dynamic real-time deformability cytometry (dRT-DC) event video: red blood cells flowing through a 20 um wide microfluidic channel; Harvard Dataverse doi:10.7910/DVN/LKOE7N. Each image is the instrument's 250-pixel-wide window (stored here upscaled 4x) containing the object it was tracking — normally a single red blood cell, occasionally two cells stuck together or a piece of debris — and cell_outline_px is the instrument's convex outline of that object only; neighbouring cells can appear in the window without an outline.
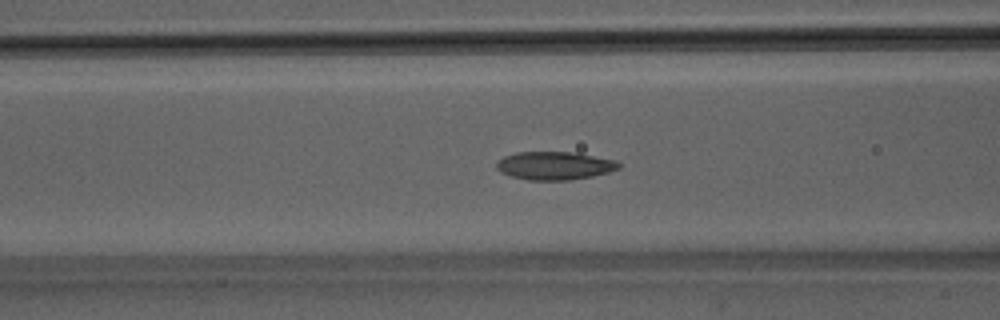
{"species": "Egyptian fruit bat (a non-hibernating species)", "species_latin": "Rousettus aegyptiacus", "temperature_condition": "room temperature", "stored_images_in_passage": 35, "camera_frame_rate_fps": 3000, "um_per_image_px": 0.085, "animal": {"sex": "male"}, "frame": {"image": 1, "passage_image": 5, "time_ms": 1.333, "image_size_px": [1000, 320], "cell_outline_px": [[620, 168], [608, 172], [592, 176], [572, 180], [528, 180], [512, 176], [500, 172], [496, 168], [496, 164], [504, 156], [516, 152], [576, 152], [616, 160], [620, 164]], "centroid_in_image_um": [47.15, 14.08], "position_along_channel_um": 119.4, "area_um2": 20.11}}
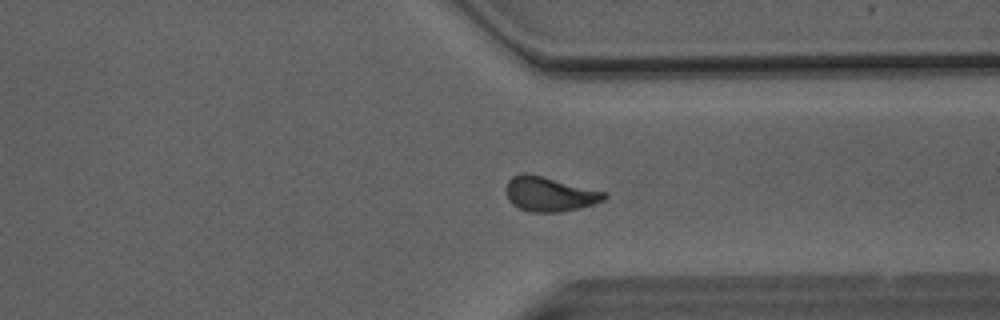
{"frame": {"image": 2, "passage_image": 23, "time_ms": 7.333, "image_size_px": [1000, 320], "cell_outline_px": [[608, 196], [604, 200], [580, 208], [560, 212], [532, 212], [520, 208], [512, 204], [508, 200], [504, 188], [508, 180], [512, 176], [520, 172], [524, 172], [608, 192]], "centroid_in_image_um": [46.69, 16.49], "position_along_channel_um": 364.7, "area_um2": 19.94}}
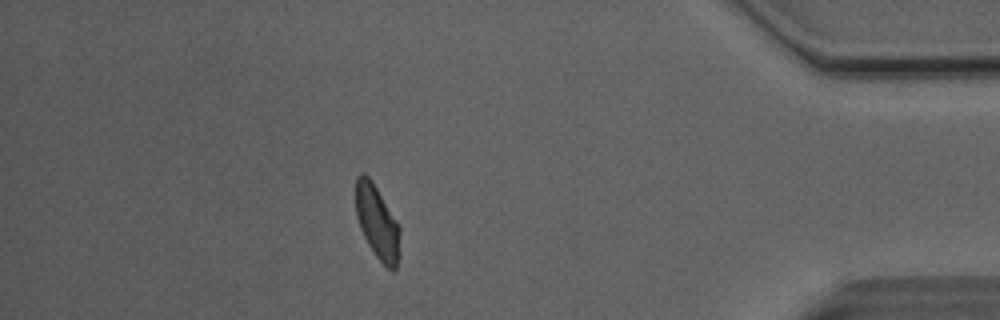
{"frame": {"image": 3, "passage_image": 29, "time_ms": 9.333, "image_size_px": [1000, 320], "cell_outline_px": [[400, 232], [396, 268], [392, 272], [376, 256], [368, 244], [360, 228], [356, 216], [356, 176], [360, 172], [364, 172], [372, 180], [396, 220], [400, 228]], "centroid_in_image_um": [32.04, 18.84], "position_along_channel_um": 403.2, "area_um2": 18.73}, "authors_computed_cell_mechanics": {"area_um2": 19.5942, "velocity_mm_per_s": 4.0867, "shape_relaxation_time_tau1_ms": 4.6077, "shape_relaxation_time_tau2_ms": 1.9785, "deformation_change_tau1": 0.1219, "deformation_change_tau2": 0.0731}}